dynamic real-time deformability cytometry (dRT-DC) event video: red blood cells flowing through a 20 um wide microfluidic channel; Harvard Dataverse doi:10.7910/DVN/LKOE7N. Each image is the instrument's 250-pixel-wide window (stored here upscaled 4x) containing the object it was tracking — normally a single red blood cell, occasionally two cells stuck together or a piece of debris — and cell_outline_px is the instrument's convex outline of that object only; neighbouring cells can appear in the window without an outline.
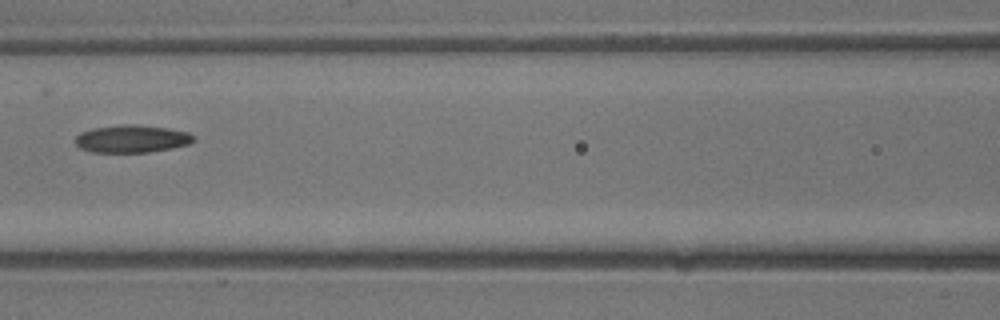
{"species": "common noctule bat (a hibernating species)", "species_latin": "Nyctalus noctula", "temperature_condition": "warm", "stored_images_in_passage": 4, "camera_frame_rate_fps": 3000, "um_per_image_px": 0.085, "animal": {"sex": "male", "body_mass_g": 13.3}, "frame": {"image": 1, "passage_image": 4, "time_ms": 1.0, "image_size_px": [1000, 320], "cell_outline_px": [[196, 140], [188, 144], [172, 148], [148, 152], [92, 152], [80, 148], [76, 144], [76, 136], [80, 132], [92, 128], [124, 124], [136, 124], [168, 128], [188, 132], [196, 136]], "centroid_in_image_um": [11.22, 11.79], "position_along_channel_um": 155.4, "area_um2": 19.13}}